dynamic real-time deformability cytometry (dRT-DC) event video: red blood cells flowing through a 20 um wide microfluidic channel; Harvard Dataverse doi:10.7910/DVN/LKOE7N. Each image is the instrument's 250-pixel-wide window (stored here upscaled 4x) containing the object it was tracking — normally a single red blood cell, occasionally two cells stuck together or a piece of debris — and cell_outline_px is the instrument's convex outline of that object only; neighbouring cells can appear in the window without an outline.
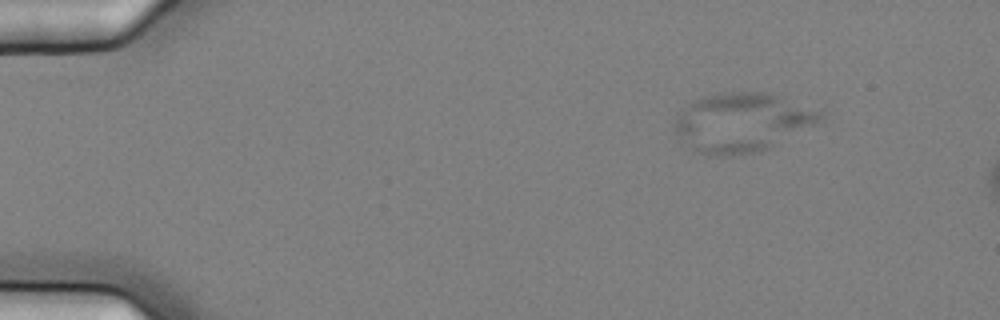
{"species": "common noctule bat (a hibernating species)", "species_latin": "Nyctalus noctula", "temperature_condition": "cold", "stored_images_in_passage": 5, "camera_frame_rate_fps": 3000, "um_per_image_px": 0.085, "animal": {"sex": "female", "body_mass_g": 25.1}, "frame": {"image": 1, "passage_image": 2, "time_ms": 0.333, "image_size_px": [1000, 320], "cell_outline_px": [[824, 120], [760, 152], [728, 156], [716, 156], [700, 152], [692, 148], [672, 128], [672, 124], [676, 116], [692, 100], [700, 96], [720, 92], [768, 92], [824, 112]], "centroid_in_image_um": [63.07, 10.38], "position_along_channel_um": 21.9, "area_um2": 50.05}}